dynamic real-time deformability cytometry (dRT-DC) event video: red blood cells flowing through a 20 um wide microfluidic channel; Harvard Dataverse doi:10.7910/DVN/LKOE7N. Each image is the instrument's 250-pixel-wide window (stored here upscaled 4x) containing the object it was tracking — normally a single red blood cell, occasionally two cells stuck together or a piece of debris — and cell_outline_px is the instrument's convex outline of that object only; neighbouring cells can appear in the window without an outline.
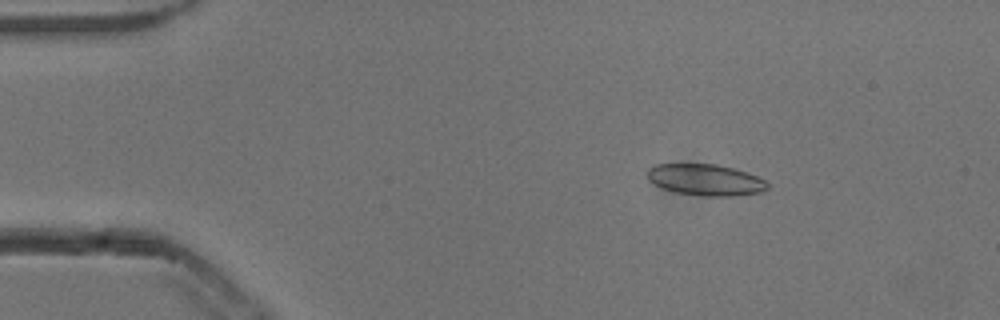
{"species": "common noctule bat (a hibernating species)", "species_latin": "Nyctalus noctula", "temperature_condition": "cold", "stored_images_in_passage": 53, "camera_frame_rate_fps": 3000, "um_per_image_px": 0.085, "animal": {"sex": "male", "body_mass_g": 13.3}, "frame": {"image": 1, "passage_image": 8, "time_ms": 2.333, "image_size_px": [1000, 320], "cell_outline_px": [[768, 188], [764, 192], [736, 196], [704, 196], [676, 192], [664, 188], [648, 180], [648, 168], [656, 164], [716, 164], [736, 168], [756, 176], [764, 180], [768, 184]], "centroid_in_image_um": [60.01, 15.28], "position_along_channel_um": 25.0, "area_um2": 21.96}}
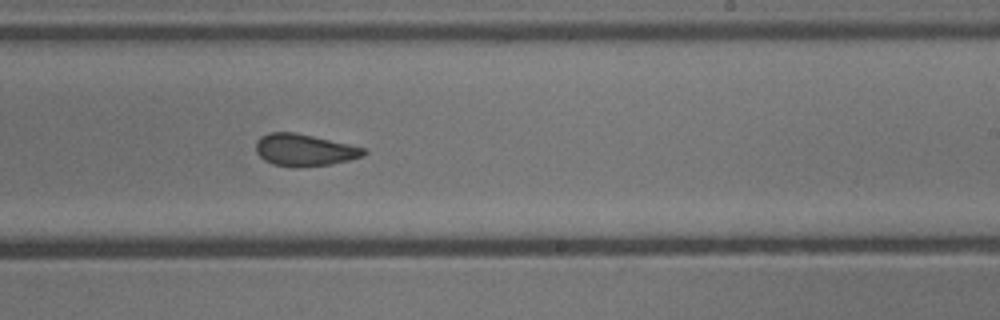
{"frame": {"image": 2, "passage_image": 32, "time_ms": 10.333, "image_size_px": [1000, 320], "cell_outline_px": [[368, 152], [364, 156], [348, 160], [328, 164], [296, 168], [292, 168], [272, 164], [264, 160], [256, 152], [256, 140], [260, 136], [268, 132], [296, 132], [348, 144], [364, 148]], "centroid_in_image_um": [25.83, 12.75], "position_along_channel_um": 263.2, "area_um2": 20.23}}
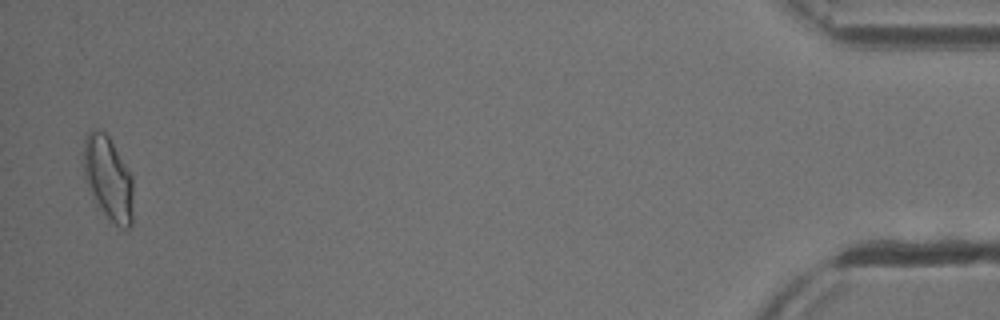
{"frame": {"image": 3, "passage_image": 52, "time_ms": 17.0, "image_size_px": [1000, 320], "cell_outline_px": [[132, 224], [128, 228], [120, 228], [96, 204], [84, 176], [84, 140], [88, 132], [92, 128], [104, 132], [108, 136], [132, 176]], "centroid_in_image_um": [9.2, 15.14], "position_along_channel_um": 426.0, "area_um2": 23.76}, "authors_computed_cell_mechanics": {"area_um2": 21.1548, "velocity_mm_per_s": 3.8313, "shape_relaxation_time_tau1_ms": null, "shape_relaxation_time_tau2_ms": 1.8452, "deformation_change_tau1": null, "deformation_change_tau2": 0.0705}}